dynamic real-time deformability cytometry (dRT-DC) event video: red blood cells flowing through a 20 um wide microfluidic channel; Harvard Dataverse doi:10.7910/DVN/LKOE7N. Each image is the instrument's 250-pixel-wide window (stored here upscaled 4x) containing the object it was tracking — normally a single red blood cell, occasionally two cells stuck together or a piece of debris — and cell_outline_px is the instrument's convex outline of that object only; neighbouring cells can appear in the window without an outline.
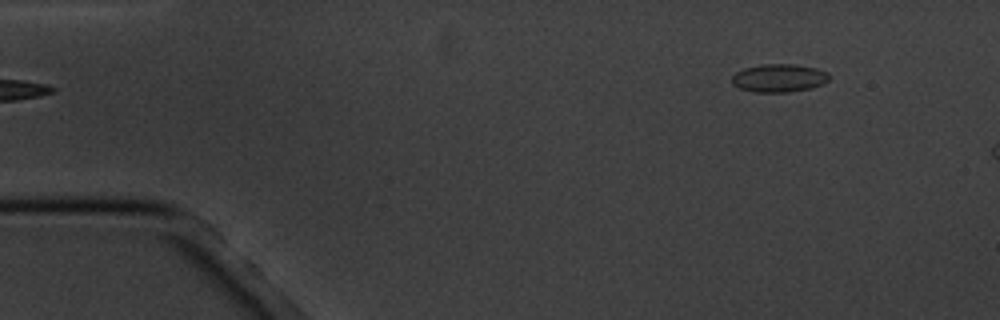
{"species": "common noctule bat (a hibernating species)", "species_latin": "Nyctalus noctula", "temperature_condition": "cold", "stored_images_in_passage": 5, "segment_of_instrument_passage": [2, 2], "camera_frame_rate_fps": 3000, "um_per_image_px": 0.085, "animal": {"sex": "male", "body_mass_g": 20.1, "forearm_length_mm": 53.5}, "frame": {"image": 1, "passage_image": 5, "time_ms": 5.333, "image_size_px": [1000, 320], "cell_outline_px": [[828, 80], [812, 88], [788, 92], [752, 92], [740, 88], [732, 84], [732, 76], [736, 72], [744, 68], [764, 64], [792, 64], [816, 68], [828, 72]], "centroid_in_image_um": [66.19, 6.63], "position_along_channel_um": 18.8, "area_um2": 15.84}}